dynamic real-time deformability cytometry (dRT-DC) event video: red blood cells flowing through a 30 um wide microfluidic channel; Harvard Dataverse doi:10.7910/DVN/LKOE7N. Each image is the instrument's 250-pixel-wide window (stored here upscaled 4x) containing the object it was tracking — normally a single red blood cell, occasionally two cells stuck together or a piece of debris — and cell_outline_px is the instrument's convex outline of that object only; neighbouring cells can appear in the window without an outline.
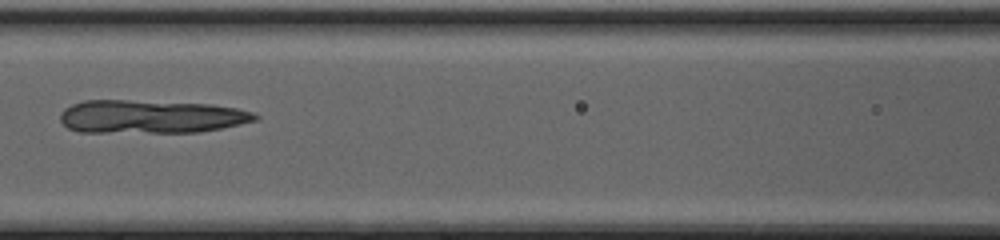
{"species": "common noctule bat (a hibernating species)", "species_latin": "Nyctalus noctula", "temperature_condition": "cold", "stored_images_in_passage": 38, "camera_frame_rate_fps": 3000, "um_per_image_px": 0.085, "animal": {"sex": "female", "body_mass_g": 20.0, "forearm_length_mm": 54.0}, "frame": {"image": 1, "passage_image": 13, "time_ms": 4.0, "image_size_px": [1000, 240], "cell_outline_px": [[260, 120], [200, 132], [80, 132], [68, 128], [60, 120], [60, 112], [64, 108], [72, 104], [84, 100], [128, 100], [212, 104], [236, 108], [252, 112], [260, 116]], "centroid_in_image_um": [12.83, 9.91], "position_along_channel_um": 153.8, "area_um2": 37.97}}
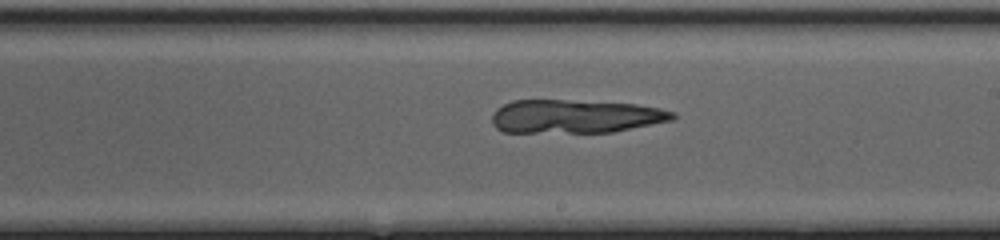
{"frame": {"image": 2, "passage_image": 19, "time_ms": 6.0, "image_size_px": [1000, 240], "cell_outline_px": [[676, 116], [672, 120], [612, 132], [504, 132], [496, 128], [492, 124], [492, 112], [496, 108], [512, 100], [564, 100], [636, 104], [660, 108], [676, 112]], "centroid_in_image_um": [48.87, 9.89], "position_along_channel_um": 240.1, "area_um2": 35.26}}
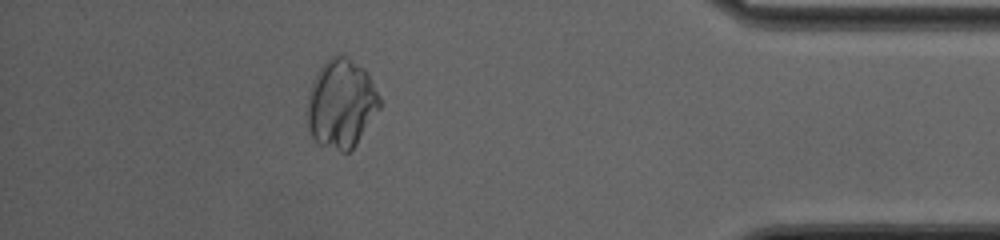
{"frame": {"image": 3, "passage_image": 33, "time_ms": 10.667, "image_size_px": [1000, 240], "cell_outline_px": [[380, 108], [356, 144], [348, 152], [340, 152], [320, 144], [312, 136], [308, 128], [308, 96], [312, 80], [316, 72], [332, 56], [344, 56], [364, 68], [368, 72], [380, 96]], "centroid_in_image_um": [29.01, 8.82], "position_along_channel_um": 406.2, "area_um2": 37.22}}